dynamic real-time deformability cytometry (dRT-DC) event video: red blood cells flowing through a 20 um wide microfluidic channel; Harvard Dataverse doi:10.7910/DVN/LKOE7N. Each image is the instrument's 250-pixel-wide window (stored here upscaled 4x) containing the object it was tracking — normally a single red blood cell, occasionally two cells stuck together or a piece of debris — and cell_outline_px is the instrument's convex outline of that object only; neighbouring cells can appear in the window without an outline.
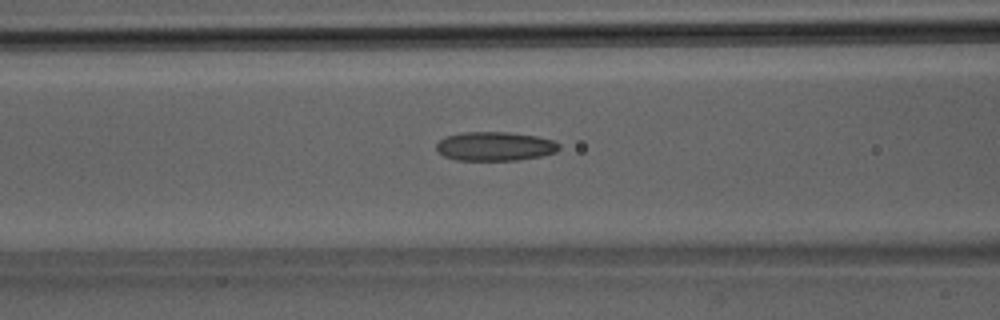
{"species": "Egyptian fruit bat (a non-hibernating species)", "species_latin": "Rousettus aegyptiacus", "temperature_condition": "room temperature", "stored_images_in_passage": 33, "camera_frame_rate_fps": 3000, "um_per_image_px": 0.085, "animal": {"sex": "male"}, "frame": {"image": 1, "passage_image": 10, "time_ms": 3.0, "image_size_px": [1000, 320], "cell_outline_px": [[560, 148], [556, 152], [540, 156], [516, 160], [456, 160], [444, 156], [436, 152], [436, 144], [444, 136], [460, 132], [508, 132], [536, 136], [552, 140], [560, 144]], "centroid_in_image_um": [42.02, 12.43], "position_along_channel_um": 124.6, "area_um2": 20.87}}
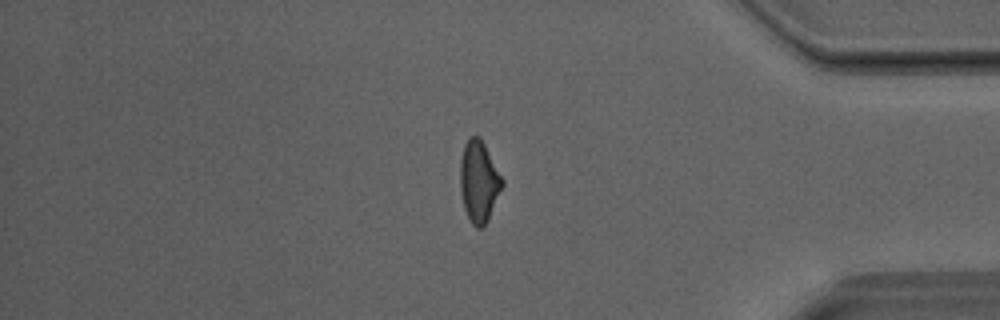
{"frame": {"image": 2, "passage_image": 27, "time_ms": 8.667, "image_size_px": [1000, 320], "cell_outline_px": [[504, 184], [488, 220], [480, 228], [476, 228], [468, 220], [464, 208], [460, 192], [460, 160], [464, 144], [468, 136], [480, 136], [504, 180]], "centroid_in_image_um": [40.7, 15.42], "position_along_channel_um": 394.5, "area_um2": 20.17}}
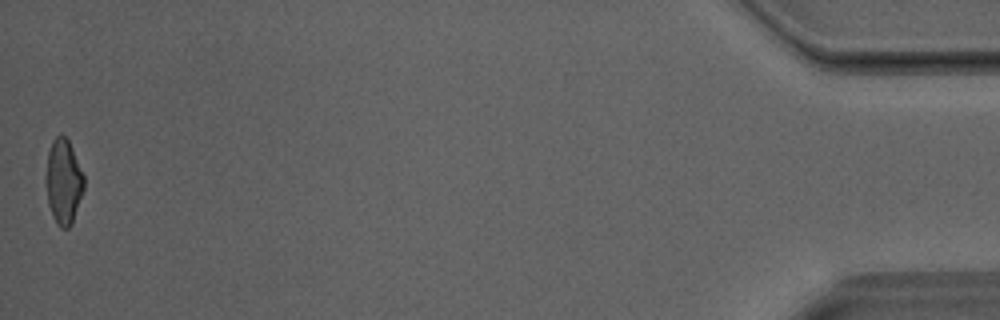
{"frame": {"image": 3, "passage_image": 33, "time_ms": 10.667, "image_size_px": [1000, 320], "cell_outline_px": [[84, 188], [72, 224], [68, 228], [60, 228], [56, 224], [52, 216], [48, 204], [48, 152], [52, 140], [60, 132], [68, 140], [72, 148], [84, 176]], "centroid_in_image_um": [5.42, 15.45], "position_along_channel_um": 429.8, "area_um2": 18.38}}